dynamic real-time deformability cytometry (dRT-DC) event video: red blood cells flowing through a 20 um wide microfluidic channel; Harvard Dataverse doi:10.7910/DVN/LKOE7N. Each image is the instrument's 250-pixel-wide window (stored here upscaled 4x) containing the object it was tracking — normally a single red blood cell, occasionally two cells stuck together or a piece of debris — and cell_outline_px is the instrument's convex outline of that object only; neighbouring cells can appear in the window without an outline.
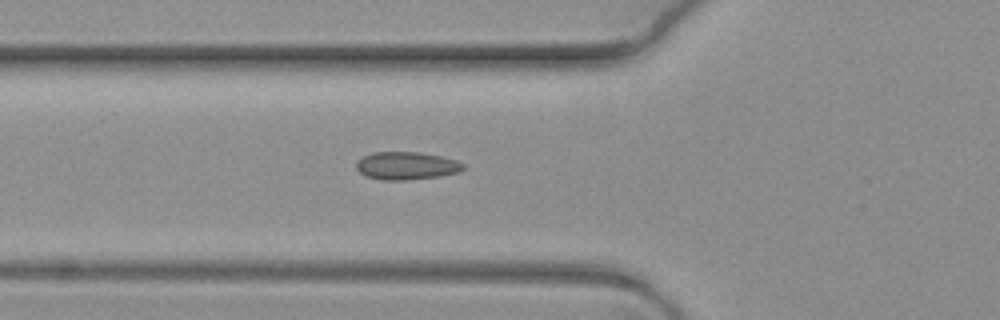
{"species": "common noctule bat (a hibernating species)", "species_latin": "Nyctalus noctula", "temperature_condition": "warm", "stored_images_in_passage": 8, "segment_of_instrument_passage": [1, 2], "camera_frame_rate_fps": 3000, "um_per_image_px": 0.085, "animal": {"sex": "female", "body_mass_g": 19.3, "forearm_length_mm": 54.1}, "frame": {"image": 1, "passage_image": 7, "time_ms": 2.0, "image_size_px": [1000, 320], "cell_outline_px": [[464, 168], [460, 172], [440, 176], [404, 180], [380, 180], [368, 176], [360, 172], [356, 168], [356, 160], [372, 152], [416, 152], [440, 156], [456, 160], [464, 164]], "centroid_in_image_um": [34.54, 14.09], "position_along_channel_um": 91.3, "area_um2": 17.28}}